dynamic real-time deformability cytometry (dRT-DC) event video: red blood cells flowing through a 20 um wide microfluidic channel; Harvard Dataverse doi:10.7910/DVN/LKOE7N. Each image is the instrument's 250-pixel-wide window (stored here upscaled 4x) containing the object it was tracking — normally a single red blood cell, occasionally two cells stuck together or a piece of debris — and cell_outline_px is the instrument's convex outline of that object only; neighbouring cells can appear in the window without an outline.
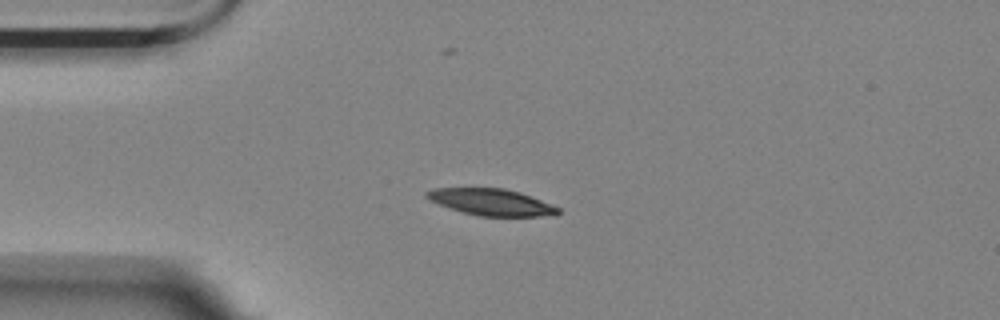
{"species": "Egyptian fruit bat (a non-hibernating species)", "species_latin": "Rousettus aegyptiacus", "temperature_condition": "room temperature", "stored_images_in_passage": 45, "camera_frame_rate_fps": 3000, "um_per_image_px": 0.085, "animal": {"sex": "female"}, "frame": {"image": 1, "passage_image": 1, "time_ms": 0.0, "image_size_px": [1000, 320], "cell_outline_px": [[560, 212], [556, 216], [480, 216], [464, 212], [440, 204], [424, 196], [424, 192], [432, 188], [504, 188], [520, 192], [560, 208]], "centroid_in_image_um": [41.79, 17.18], "position_along_channel_um": 43.2, "area_um2": 20.17}}
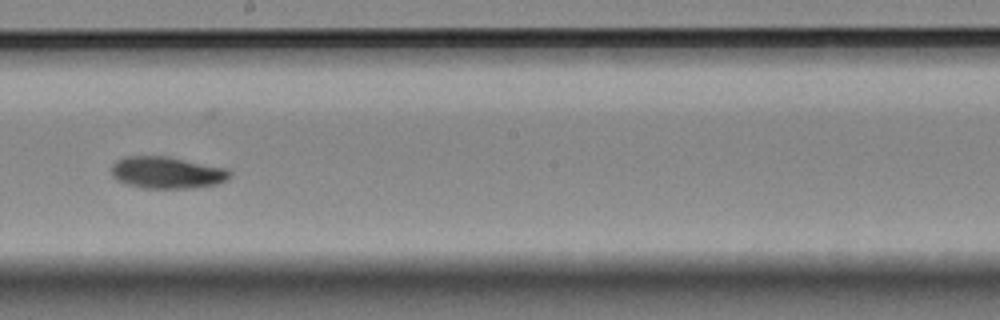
{"frame": {"image": 2, "passage_image": 19, "time_ms": 6.0, "image_size_px": [1000, 320], "cell_outline_px": [[232, 176], [228, 180], [220, 184], [192, 188], [140, 188], [116, 180], [112, 176], [112, 164], [116, 160], [124, 156], [168, 156], [228, 168], [232, 172]], "centroid_in_image_um": [14.24, 14.67], "position_along_channel_um": 234.0, "area_um2": 22.43}}
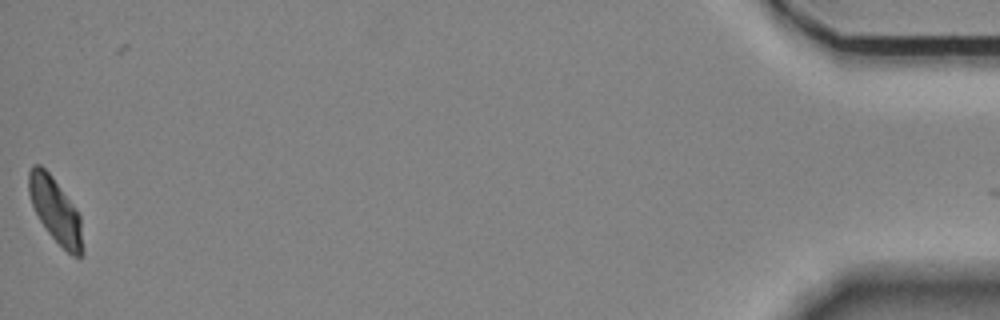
{"frame": {"image": 3, "passage_image": 44, "time_ms": 14.333, "image_size_px": [1000, 320], "cell_outline_px": [[84, 252], [80, 256], [72, 256], [48, 232], [40, 220], [32, 204], [28, 192], [28, 172], [32, 164], [40, 164], [52, 176], [76, 208], [80, 216], [84, 248]], "centroid_in_image_um": [4.72, 17.87], "position_along_channel_um": 430.5, "area_um2": 20.29}, "authors_computed_cell_mechanics": {"area_um2": 21.2126, "velocity_mm_per_s": 3.498, "shape_relaxation_time_tau1_ms": null, "shape_relaxation_time_tau2_ms": 7.9354, "deformation_change_tau1": null, "deformation_change_tau2": 0.1086}}